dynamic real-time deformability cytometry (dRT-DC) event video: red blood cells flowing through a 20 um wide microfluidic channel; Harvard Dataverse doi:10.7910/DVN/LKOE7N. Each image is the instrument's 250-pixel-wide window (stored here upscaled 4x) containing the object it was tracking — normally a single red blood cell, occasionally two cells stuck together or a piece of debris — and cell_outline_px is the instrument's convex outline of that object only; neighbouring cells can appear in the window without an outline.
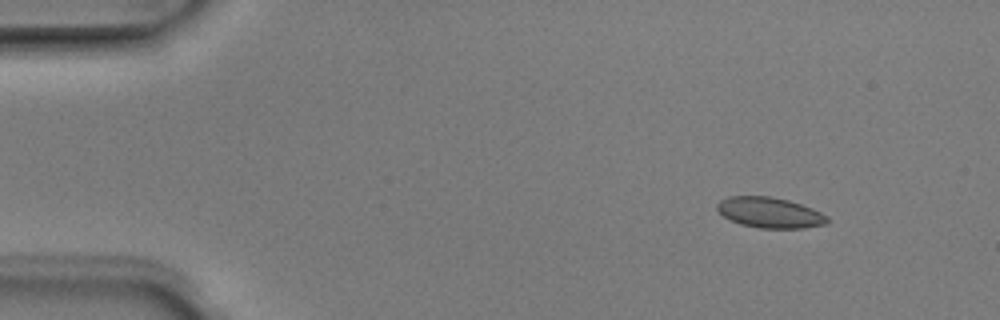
{"species": "Egyptian fruit bat (a non-hibernating species)", "species_latin": "Rousettus aegyptiacus", "temperature_condition": "room temperature", "stored_images_in_passage": 4, "camera_frame_rate_fps": 3000, "um_per_image_px": 0.085, "animal": {"sex": "male"}, "frame": {"image": 1, "passage_image": 2, "time_ms": 0.333, "image_size_px": [1000, 320], "cell_outline_px": [[828, 224], [804, 228], [760, 228], [740, 224], [728, 220], [716, 208], [716, 204], [720, 200], [728, 196], [772, 196], [788, 200], [812, 208], [828, 216]], "centroid_in_image_um": [65.42, 18.07], "position_along_channel_um": 19.6, "area_um2": 19.77}}